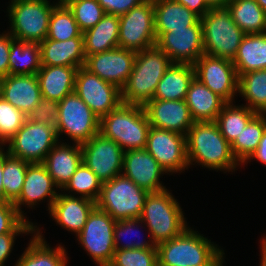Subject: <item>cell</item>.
Masks as SVG:
<instances>
[{
	"label": "cell",
	"instance_id": "cell-3",
	"mask_svg": "<svg viewBox=\"0 0 266 266\" xmlns=\"http://www.w3.org/2000/svg\"><path fill=\"white\" fill-rule=\"evenodd\" d=\"M171 64L169 56L157 46L137 52L132 72L121 89L122 102L144 106L152 100Z\"/></svg>",
	"mask_w": 266,
	"mask_h": 266
},
{
	"label": "cell",
	"instance_id": "cell-30",
	"mask_svg": "<svg viewBox=\"0 0 266 266\" xmlns=\"http://www.w3.org/2000/svg\"><path fill=\"white\" fill-rule=\"evenodd\" d=\"M194 77L193 65L172 63L159 81L153 99L185 100Z\"/></svg>",
	"mask_w": 266,
	"mask_h": 266
},
{
	"label": "cell",
	"instance_id": "cell-53",
	"mask_svg": "<svg viewBox=\"0 0 266 266\" xmlns=\"http://www.w3.org/2000/svg\"><path fill=\"white\" fill-rule=\"evenodd\" d=\"M211 8L227 7L231 0H205Z\"/></svg>",
	"mask_w": 266,
	"mask_h": 266
},
{
	"label": "cell",
	"instance_id": "cell-21",
	"mask_svg": "<svg viewBox=\"0 0 266 266\" xmlns=\"http://www.w3.org/2000/svg\"><path fill=\"white\" fill-rule=\"evenodd\" d=\"M58 186L49 175L43 163H29L26 170L24 184L21 190V195L13 203L18 212L25 218L24 212L21 210V205L34 208L42 200L48 199V210L50 211L53 202L58 196L55 190ZM37 203V204H36Z\"/></svg>",
	"mask_w": 266,
	"mask_h": 266
},
{
	"label": "cell",
	"instance_id": "cell-39",
	"mask_svg": "<svg viewBox=\"0 0 266 266\" xmlns=\"http://www.w3.org/2000/svg\"><path fill=\"white\" fill-rule=\"evenodd\" d=\"M75 37H83L72 11L67 5L57 4L50 15L49 29L46 39L65 41Z\"/></svg>",
	"mask_w": 266,
	"mask_h": 266
},
{
	"label": "cell",
	"instance_id": "cell-18",
	"mask_svg": "<svg viewBox=\"0 0 266 266\" xmlns=\"http://www.w3.org/2000/svg\"><path fill=\"white\" fill-rule=\"evenodd\" d=\"M136 54L118 47L87 56L84 67L121 90L132 72Z\"/></svg>",
	"mask_w": 266,
	"mask_h": 266
},
{
	"label": "cell",
	"instance_id": "cell-57",
	"mask_svg": "<svg viewBox=\"0 0 266 266\" xmlns=\"http://www.w3.org/2000/svg\"><path fill=\"white\" fill-rule=\"evenodd\" d=\"M261 242L266 246V236L262 238Z\"/></svg>",
	"mask_w": 266,
	"mask_h": 266
},
{
	"label": "cell",
	"instance_id": "cell-33",
	"mask_svg": "<svg viewBox=\"0 0 266 266\" xmlns=\"http://www.w3.org/2000/svg\"><path fill=\"white\" fill-rule=\"evenodd\" d=\"M227 9L245 34L266 33V12L255 0H231Z\"/></svg>",
	"mask_w": 266,
	"mask_h": 266
},
{
	"label": "cell",
	"instance_id": "cell-40",
	"mask_svg": "<svg viewBox=\"0 0 266 266\" xmlns=\"http://www.w3.org/2000/svg\"><path fill=\"white\" fill-rule=\"evenodd\" d=\"M102 182L101 180L82 162L76 172L72 175L70 181L61 190L65 195L72 196L70 192L74 194H80L79 197L90 199L96 202L101 193ZM69 191L67 194L66 192Z\"/></svg>",
	"mask_w": 266,
	"mask_h": 266
},
{
	"label": "cell",
	"instance_id": "cell-25",
	"mask_svg": "<svg viewBox=\"0 0 266 266\" xmlns=\"http://www.w3.org/2000/svg\"><path fill=\"white\" fill-rule=\"evenodd\" d=\"M41 66L82 67L85 64L84 37L65 41L45 39L40 44Z\"/></svg>",
	"mask_w": 266,
	"mask_h": 266
},
{
	"label": "cell",
	"instance_id": "cell-16",
	"mask_svg": "<svg viewBox=\"0 0 266 266\" xmlns=\"http://www.w3.org/2000/svg\"><path fill=\"white\" fill-rule=\"evenodd\" d=\"M145 149L167 174L181 173L189 168L186 136L183 134L150 127Z\"/></svg>",
	"mask_w": 266,
	"mask_h": 266
},
{
	"label": "cell",
	"instance_id": "cell-49",
	"mask_svg": "<svg viewBox=\"0 0 266 266\" xmlns=\"http://www.w3.org/2000/svg\"><path fill=\"white\" fill-rule=\"evenodd\" d=\"M21 233H5L0 234V266H5V261L10 256L13 250L16 236H20Z\"/></svg>",
	"mask_w": 266,
	"mask_h": 266
},
{
	"label": "cell",
	"instance_id": "cell-47",
	"mask_svg": "<svg viewBox=\"0 0 266 266\" xmlns=\"http://www.w3.org/2000/svg\"><path fill=\"white\" fill-rule=\"evenodd\" d=\"M106 14L121 16L145 0H97Z\"/></svg>",
	"mask_w": 266,
	"mask_h": 266
},
{
	"label": "cell",
	"instance_id": "cell-26",
	"mask_svg": "<svg viewBox=\"0 0 266 266\" xmlns=\"http://www.w3.org/2000/svg\"><path fill=\"white\" fill-rule=\"evenodd\" d=\"M194 122H215L226 102L197 78L191 81L185 98Z\"/></svg>",
	"mask_w": 266,
	"mask_h": 266
},
{
	"label": "cell",
	"instance_id": "cell-34",
	"mask_svg": "<svg viewBox=\"0 0 266 266\" xmlns=\"http://www.w3.org/2000/svg\"><path fill=\"white\" fill-rule=\"evenodd\" d=\"M41 68V48L38 43L13 39L9 55V74H37Z\"/></svg>",
	"mask_w": 266,
	"mask_h": 266
},
{
	"label": "cell",
	"instance_id": "cell-4",
	"mask_svg": "<svg viewBox=\"0 0 266 266\" xmlns=\"http://www.w3.org/2000/svg\"><path fill=\"white\" fill-rule=\"evenodd\" d=\"M150 123L142 105L121 103L100 119L99 133L126 152L146 147Z\"/></svg>",
	"mask_w": 266,
	"mask_h": 266
},
{
	"label": "cell",
	"instance_id": "cell-35",
	"mask_svg": "<svg viewBox=\"0 0 266 266\" xmlns=\"http://www.w3.org/2000/svg\"><path fill=\"white\" fill-rule=\"evenodd\" d=\"M238 93L246 105L257 114H266V69L251 71L239 76Z\"/></svg>",
	"mask_w": 266,
	"mask_h": 266
},
{
	"label": "cell",
	"instance_id": "cell-1",
	"mask_svg": "<svg viewBox=\"0 0 266 266\" xmlns=\"http://www.w3.org/2000/svg\"><path fill=\"white\" fill-rule=\"evenodd\" d=\"M186 146L189 167L195 162L210 170L230 172L240 165L215 122H194L187 132Z\"/></svg>",
	"mask_w": 266,
	"mask_h": 266
},
{
	"label": "cell",
	"instance_id": "cell-31",
	"mask_svg": "<svg viewBox=\"0 0 266 266\" xmlns=\"http://www.w3.org/2000/svg\"><path fill=\"white\" fill-rule=\"evenodd\" d=\"M83 37L86 57L118 48L119 16L105 14L93 28L83 33Z\"/></svg>",
	"mask_w": 266,
	"mask_h": 266
},
{
	"label": "cell",
	"instance_id": "cell-17",
	"mask_svg": "<svg viewBox=\"0 0 266 266\" xmlns=\"http://www.w3.org/2000/svg\"><path fill=\"white\" fill-rule=\"evenodd\" d=\"M81 149L82 162L102 183L122 174L124 151L115 141L99 133L82 144Z\"/></svg>",
	"mask_w": 266,
	"mask_h": 266
},
{
	"label": "cell",
	"instance_id": "cell-14",
	"mask_svg": "<svg viewBox=\"0 0 266 266\" xmlns=\"http://www.w3.org/2000/svg\"><path fill=\"white\" fill-rule=\"evenodd\" d=\"M195 78L226 103L235 102L239 77L231 60L201 55L193 65Z\"/></svg>",
	"mask_w": 266,
	"mask_h": 266
},
{
	"label": "cell",
	"instance_id": "cell-56",
	"mask_svg": "<svg viewBox=\"0 0 266 266\" xmlns=\"http://www.w3.org/2000/svg\"><path fill=\"white\" fill-rule=\"evenodd\" d=\"M70 1L72 0H58V4L66 5Z\"/></svg>",
	"mask_w": 266,
	"mask_h": 266
},
{
	"label": "cell",
	"instance_id": "cell-7",
	"mask_svg": "<svg viewBox=\"0 0 266 266\" xmlns=\"http://www.w3.org/2000/svg\"><path fill=\"white\" fill-rule=\"evenodd\" d=\"M8 8L11 36L20 41L40 44L47 38L53 8L48 0H11Z\"/></svg>",
	"mask_w": 266,
	"mask_h": 266
},
{
	"label": "cell",
	"instance_id": "cell-36",
	"mask_svg": "<svg viewBox=\"0 0 266 266\" xmlns=\"http://www.w3.org/2000/svg\"><path fill=\"white\" fill-rule=\"evenodd\" d=\"M266 130V114H256L231 143V150L237 161L244 165L256 151Z\"/></svg>",
	"mask_w": 266,
	"mask_h": 266
},
{
	"label": "cell",
	"instance_id": "cell-38",
	"mask_svg": "<svg viewBox=\"0 0 266 266\" xmlns=\"http://www.w3.org/2000/svg\"><path fill=\"white\" fill-rule=\"evenodd\" d=\"M28 164L27 161L9 155L3 147L4 201L14 203L21 195Z\"/></svg>",
	"mask_w": 266,
	"mask_h": 266
},
{
	"label": "cell",
	"instance_id": "cell-29",
	"mask_svg": "<svg viewBox=\"0 0 266 266\" xmlns=\"http://www.w3.org/2000/svg\"><path fill=\"white\" fill-rule=\"evenodd\" d=\"M155 32L194 26L200 17L176 0H153Z\"/></svg>",
	"mask_w": 266,
	"mask_h": 266
},
{
	"label": "cell",
	"instance_id": "cell-9",
	"mask_svg": "<svg viewBox=\"0 0 266 266\" xmlns=\"http://www.w3.org/2000/svg\"><path fill=\"white\" fill-rule=\"evenodd\" d=\"M58 103L56 126L58 139L64 133L74 141V144L82 145L99 134L100 119L75 91L66 95Z\"/></svg>",
	"mask_w": 266,
	"mask_h": 266
},
{
	"label": "cell",
	"instance_id": "cell-2",
	"mask_svg": "<svg viewBox=\"0 0 266 266\" xmlns=\"http://www.w3.org/2000/svg\"><path fill=\"white\" fill-rule=\"evenodd\" d=\"M197 232L188 226L180 235L158 244V266H223L224 250Z\"/></svg>",
	"mask_w": 266,
	"mask_h": 266
},
{
	"label": "cell",
	"instance_id": "cell-12",
	"mask_svg": "<svg viewBox=\"0 0 266 266\" xmlns=\"http://www.w3.org/2000/svg\"><path fill=\"white\" fill-rule=\"evenodd\" d=\"M156 41L153 0L119 16V48L140 52L156 46Z\"/></svg>",
	"mask_w": 266,
	"mask_h": 266
},
{
	"label": "cell",
	"instance_id": "cell-46",
	"mask_svg": "<svg viewBox=\"0 0 266 266\" xmlns=\"http://www.w3.org/2000/svg\"><path fill=\"white\" fill-rule=\"evenodd\" d=\"M58 111L59 103L57 101L42 97L28 118L34 122H41L56 127L58 124Z\"/></svg>",
	"mask_w": 266,
	"mask_h": 266
},
{
	"label": "cell",
	"instance_id": "cell-22",
	"mask_svg": "<svg viewBox=\"0 0 266 266\" xmlns=\"http://www.w3.org/2000/svg\"><path fill=\"white\" fill-rule=\"evenodd\" d=\"M0 96L29 117L42 98L37 75L9 74L0 78Z\"/></svg>",
	"mask_w": 266,
	"mask_h": 266
},
{
	"label": "cell",
	"instance_id": "cell-50",
	"mask_svg": "<svg viewBox=\"0 0 266 266\" xmlns=\"http://www.w3.org/2000/svg\"><path fill=\"white\" fill-rule=\"evenodd\" d=\"M182 5L186 6L190 11H193L200 18L203 17L211 7L205 0H176Z\"/></svg>",
	"mask_w": 266,
	"mask_h": 266
},
{
	"label": "cell",
	"instance_id": "cell-43",
	"mask_svg": "<svg viewBox=\"0 0 266 266\" xmlns=\"http://www.w3.org/2000/svg\"><path fill=\"white\" fill-rule=\"evenodd\" d=\"M35 225L25 219L11 202L0 201V234H34Z\"/></svg>",
	"mask_w": 266,
	"mask_h": 266
},
{
	"label": "cell",
	"instance_id": "cell-19",
	"mask_svg": "<svg viewBox=\"0 0 266 266\" xmlns=\"http://www.w3.org/2000/svg\"><path fill=\"white\" fill-rule=\"evenodd\" d=\"M122 170L123 176L148 193L166 189L160 182L166 171L145 148L124 152Z\"/></svg>",
	"mask_w": 266,
	"mask_h": 266
},
{
	"label": "cell",
	"instance_id": "cell-55",
	"mask_svg": "<svg viewBox=\"0 0 266 266\" xmlns=\"http://www.w3.org/2000/svg\"><path fill=\"white\" fill-rule=\"evenodd\" d=\"M260 7L266 12V0H255Z\"/></svg>",
	"mask_w": 266,
	"mask_h": 266
},
{
	"label": "cell",
	"instance_id": "cell-48",
	"mask_svg": "<svg viewBox=\"0 0 266 266\" xmlns=\"http://www.w3.org/2000/svg\"><path fill=\"white\" fill-rule=\"evenodd\" d=\"M14 38L9 32L0 34V78L9 75V55L11 41Z\"/></svg>",
	"mask_w": 266,
	"mask_h": 266
},
{
	"label": "cell",
	"instance_id": "cell-20",
	"mask_svg": "<svg viewBox=\"0 0 266 266\" xmlns=\"http://www.w3.org/2000/svg\"><path fill=\"white\" fill-rule=\"evenodd\" d=\"M151 127L174 131L183 135L193 125L185 100L152 99L144 106Z\"/></svg>",
	"mask_w": 266,
	"mask_h": 266
},
{
	"label": "cell",
	"instance_id": "cell-42",
	"mask_svg": "<svg viewBox=\"0 0 266 266\" xmlns=\"http://www.w3.org/2000/svg\"><path fill=\"white\" fill-rule=\"evenodd\" d=\"M28 116L0 96V147L23 126Z\"/></svg>",
	"mask_w": 266,
	"mask_h": 266
},
{
	"label": "cell",
	"instance_id": "cell-5",
	"mask_svg": "<svg viewBox=\"0 0 266 266\" xmlns=\"http://www.w3.org/2000/svg\"><path fill=\"white\" fill-rule=\"evenodd\" d=\"M183 211L166 188L147 194L140 219L156 245L180 235L188 226Z\"/></svg>",
	"mask_w": 266,
	"mask_h": 266
},
{
	"label": "cell",
	"instance_id": "cell-32",
	"mask_svg": "<svg viewBox=\"0 0 266 266\" xmlns=\"http://www.w3.org/2000/svg\"><path fill=\"white\" fill-rule=\"evenodd\" d=\"M232 63L238 77L251 71L266 69V33L245 34Z\"/></svg>",
	"mask_w": 266,
	"mask_h": 266
},
{
	"label": "cell",
	"instance_id": "cell-6",
	"mask_svg": "<svg viewBox=\"0 0 266 266\" xmlns=\"http://www.w3.org/2000/svg\"><path fill=\"white\" fill-rule=\"evenodd\" d=\"M200 20L204 54L233 61L245 33L233 21L227 7L211 8Z\"/></svg>",
	"mask_w": 266,
	"mask_h": 266
},
{
	"label": "cell",
	"instance_id": "cell-52",
	"mask_svg": "<svg viewBox=\"0 0 266 266\" xmlns=\"http://www.w3.org/2000/svg\"><path fill=\"white\" fill-rule=\"evenodd\" d=\"M3 176V148L0 147V201H4V187L2 182Z\"/></svg>",
	"mask_w": 266,
	"mask_h": 266
},
{
	"label": "cell",
	"instance_id": "cell-28",
	"mask_svg": "<svg viewBox=\"0 0 266 266\" xmlns=\"http://www.w3.org/2000/svg\"><path fill=\"white\" fill-rule=\"evenodd\" d=\"M28 247L22 253L14 266H67L68 257L66 249L59 245L52 248L37 225Z\"/></svg>",
	"mask_w": 266,
	"mask_h": 266
},
{
	"label": "cell",
	"instance_id": "cell-15",
	"mask_svg": "<svg viewBox=\"0 0 266 266\" xmlns=\"http://www.w3.org/2000/svg\"><path fill=\"white\" fill-rule=\"evenodd\" d=\"M155 33L156 46L169 56L172 63L194 65L204 54L201 20L187 28Z\"/></svg>",
	"mask_w": 266,
	"mask_h": 266
},
{
	"label": "cell",
	"instance_id": "cell-8",
	"mask_svg": "<svg viewBox=\"0 0 266 266\" xmlns=\"http://www.w3.org/2000/svg\"><path fill=\"white\" fill-rule=\"evenodd\" d=\"M147 194L146 190L121 174L102 183L96 206L116 221L140 218Z\"/></svg>",
	"mask_w": 266,
	"mask_h": 266
},
{
	"label": "cell",
	"instance_id": "cell-11",
	"mask_svg": "<svg viewBox=\"0 0 266 266\" xmlns=\"http://www.w3.org/2000/svg\"><path fill=\"white\" fill-rule=\"evenodd\" d=\"M116 220L95 206L84 228L76 235L79 244L98 266H108L114 256V227Z\"/></svg>",
	"mask_w": 266,
	"mask_h": 266
},
{
	"label": "cell",
	"instance_id": "cell-23",
	"mask_svg": "<svg viewBox=\"0 0 266 266\" xmlns=\"http://www.w3.org/2000/svg\"><path fill=\"white\" fill-rule=\"evenodd\" d=\"M59 193L49 211L50 216L67 231L76 235L84 228L88 215L96 206V202Z\"/></svg>",
	"mask_w": 266,
	"mask_h": 266
},
{
	"label": "cell",
	"instance_id": "cell-27",
	"mask_svg": "<svg viewBox=\"0 0 266 266\" xmlns=\"http://www.w3.org/2000/svg\"><path fill=\"white\" fill-rule=\"evenodd\" d=\"M78 67L41 66L37 72L43 98L60 102L75 90V77Z\"/></svg>",
	"mask_w": 266,
	"mask_h": 266
},
{
	"label": "cell",
	"instance_id": "cell-54",
	"mask_svg": "<svg viewBox=\"0 0 266 266\" xmlns=\"http://www.w3.org/2000/svg\"><path fill=\"white\" fill-rule=\"evenodd\" d=\"M261 260L260 266H266V246L261 242Z\"/></svg>",
	"mask_w": 266,
	"mask_h": 266
},
{
	"label": "cell",
	"instance_id": "cell-37",
	"mask_svg": "<svg viewBox=\"0 0 266 266\" xmlns=\"http://www.w3.org/2000/svg\"><path fill=\"white\" fill-rule=\"evenodd\" d=\"M256 114L245 105L236 106L233 102L226 103L215 123L223 137L231 144Z\"/></svg>",
	"mask_w": 266,
	"mask_h": 266
},
{
	"label": "cell",
	"instance_id": "cell-41",
	"mask_svg": "<svg viewBox=\"0 0 266 266\" xmlns=\"http://www.w3.org/2000/svg\"><path fill=\"white\" fill-rule=\"evenodd\" d=\"M66 5L82 33L93 28L106 14L97 0H72Z\"/></svg>",
	"mask_w": 266,
	"mask_h": 266
},
{
	"label": "cell",
	"instance_id": "cell-10",
	"mask_svg": "<svg viewBox=\"0 0 266 266\" xmlns=\"http://www.w3.org/2000/svg\"><path fill=\"white\" fill-rule=\"evenodd\" d=\"M56 127L27 118L7 142V153L29 163H43L46 155L59 142Z\"/></svg>",
	"mask_w": 266,
	"mask_h": 266
},
{
	"label": "cell",
	"instance_id": "cell-24",
	"mask_svg": "<svg viewBox=\"0 0 266 266\" xmlns=\"http://www.w3.org/2000/svg\"><path fill=\"white\" fill-rule=\"evenodd\" d=\"M58 142L43 161L49 175L60 190L70 181L78 166L82 163V149L79 144Z\"/></svg>",
	"mask_w": 266,
	"mask_h": 266
},
{
	"label": "cell",
	"instance_id": "cell-51",
	"mask_svg": "<svg viewBox=\"0 0 266 266\" xmlns=\"http://www.w3.org/2000/svg\"><path fill=\"white\" fill-rule=\"evenodd\" d=\"M257 159L261 163L266 165V130L264 131L262 138L259 142V145L256 151L250 156V158L244 163H248L251 160Z\"/></svg>",
	"mask_w": 266,
	"mask_h": 266
},
{
	"label": "cell",
	"instance_id": "cell-44",
	"mask_svg": "<svg viewBox=\"0 0 266 266\" xmlns=\"http://www.w3.org/2000/svg\"><path fill=\"white\" fill-rule=\"evenodd\" d=\"M108 266H158L157 249L115 250Z\"/></svg>",
	"mask_w": 266,
	"mask_h": 266
},
{
	"label": "cell",
	"instance_id": "cell-13",
	"mask_svg": "<svg viewBox=\"0 0 266 266\" xmlns=\"http://www.w3.org/2000/svg\"><path fill=\"white\" fill-rule=\"evenodd\" d=\"M75 93L101 119L122 103L121 90L84 66L77 69Z\"/></svg>",
	"mask_w": 266,
	"mask_h": 266
},
{
	"label": "cell",
	"instance_id": "cell-45",
	"mask_svg": "<svg viewBox=\"0 0 266 266\" xmlns=\"http://www.w3.org/2000/svg\"><path fill=\"white\" fill-rule=\"evenodd\" d=\"M140 224H143V221L140 218H133V219H126V220H117L115 223L114 227V245H115V250H120V249H157V245L154 243V241L150 238L148 242L140 240L132 242L126 241L125 243L123 242L120 243L121 237L124 235H129L132 234L133 231H136V228L139 226L141 227ZM138 230V229H137ZM139 232V231H138ZM138 235L137 231L135 233ZM123 238V237H122ZM124 241V240H123Z\"/></svg>",
	"mask_w": 266,
	"mask_h": 266
}]
</instances>
